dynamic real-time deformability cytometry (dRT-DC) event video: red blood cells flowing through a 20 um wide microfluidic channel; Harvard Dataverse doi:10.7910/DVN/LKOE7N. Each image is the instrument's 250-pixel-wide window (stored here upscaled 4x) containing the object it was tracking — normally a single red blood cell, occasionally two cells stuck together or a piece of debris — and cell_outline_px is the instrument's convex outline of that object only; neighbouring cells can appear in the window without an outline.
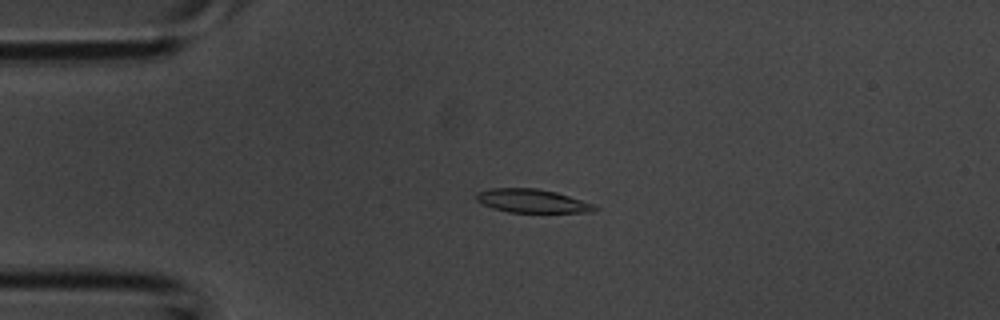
{"species": "common noctule bat (a hibernating species)", "species_latin": "Nyctalus noctula", "temperature_condition": "room temperature", "stored_images_in_passage": 3, "camera_frame_rate_fps": 3000, "um_per_image_px": 0.085, "animal": {"sex": "male", "body_mass_g": 20.1, "forearm_length_mm": 53.5}, "frame": {"image": 1, "passage_image": 1, "time_ms": 0.0, "image_size_px": [1000, 320], "cell_outline_px": [[600, 208], [592, 212], [508, 212], [492, 208], [476, 200], [476, 192], [492, 188], [536, 188], [556, 192], [596, 204]], "centroid_in_image_um": [45.27, 17.08], "position_along_channel_um": 39.7, "area_um2": 16.3}}
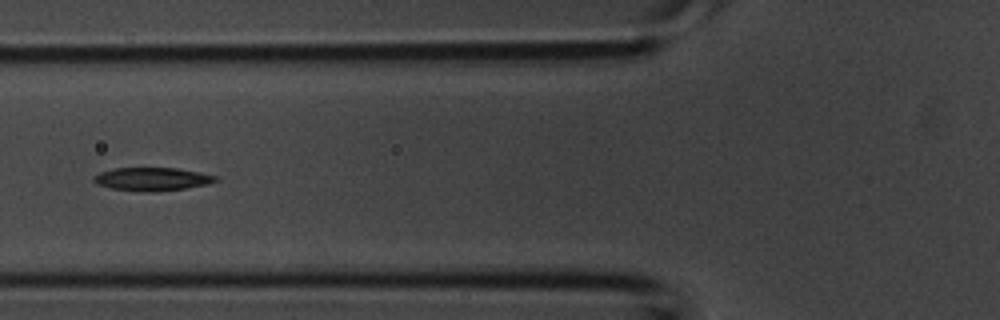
{"frame": {"image": 2, "passage_image": 3, "time_ms": 0.667, "image_size_px": [1000, 320], "cell_outline_px": [[220, 180], [208, 184], [184, 188], [156, 192], [148, 192], [112, 188], [96, 184], [92, 180], [92, 176], [100, 172], [112, 168], [180, 168], [200, 172], [216, 176]], "centroid_in_image_um": [12.93, 15.21], "position_along_channel_um": 112.9, "area_um2": 16.59}}